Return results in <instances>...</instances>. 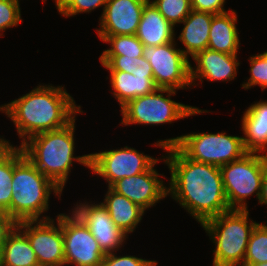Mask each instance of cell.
Segmentation results:
<instances>
[{"label":"cell","instance_id":"obj_1","mask_svg":"<svg viewBox=\"0 0 267 266\" xmlns=\"http://www.w3.org/2000/svg\"><path fill=\"white\" fill-rule=\"evenodd\" d=\"M163 150L167 152L162 156L163 161L171 174L168 195L179 202L200 225L231 210L219 166L193 161L175 145Z\"/></svg>","mask_w":267,"mask_h":266},{"label":"cell","instance_id":"obj_2","mask_svg":"<svg viewBox=\"0 0 267 266\" xmlns=\"http://www.w3.org/2000/svg\"><path fill=\"white\" fill-rule=\"evenodd\" d=\"M64 86L38 85L10 103L0 106V111L13 121L20 146L34 135L56 130L69 124L80 110ZM27 136V137H26Z\"/></svg>","mask_w":267,"mask_h":266},{"label":"cell","instance_id":"obj_3","mask_svg":"<svg viewBox=\"0 0 267 266\" xmlns=\"http://www.w3.org/2000/svg\"><path fill=\"white\" fill-rule=\"evenodd\" d=\"M76 117L65 127L32 136L20 147L27 159L63 190L73 161L89 168L90 156H74Z\"/></svg>","mask_w":267,"mask_h":266},{"label":"cell","instance_id":"obj_4","mask_svg":"<svg viewBox=\"0 0 267 266\" xmlns=\"http://www.w3.org/2000/svg\"><path fill=\"white\" fill-rule=\"evenodd\" d=\"M10 186L13 192L11 217L17 223L51 219L40 216L49 209L51 192L60 199L63 191L27 159L20 146H13V177Z\"/></svg>","mask_w":267,"mask_h":266},{"label":"cell","instance_id":"obj_5","mask_svg":"<svg viewBox=\"0 0 267 266\" xmlns=\"http://www.w3.org/2000/svg\"><path fill=\"white\" fill-rule=\"evenodd\" d=\"M248 216V209H231L206 220L201 225L210 240L215 243L213 266L243 264L250 235L257 224Z\"/></svg>","mask_w":267,"mask_h":266},{"label":"cell","instance_id":"obj_6","mask_svg":"<svg viewBox=\"0 0 267 266\" xmlns=\"http://www.w3.org/2000/svg\"><path fill=\"white\" fill-rule=\"evenodd\" d=\"M155 144L163 149L175 145L187 158L219 167L238 160L248 153L243 137L226 135V132H195L160 140Z\"/></svg>","mask_w":267,"mask_h":266},{"label":"cell","instance_id":"obj_7","mask_svg":"<svg viewBox=\"0 0 267 266\" xmlns=\"http://www.w3.org/2000/svg\"><path fill=\"white\" fill-rule=\"evenodd\" d=\"M167 94V97L164 96ZM175 89L157 88L154 92L136 97L121 107L122 126L131 124L160 125L172 123L200 113H207L197 107L171 100Z\"/></svg>","mask_w":267,"mask_h":266},{"label":"cell","instance_id":"obj_8","mask_svg":"<svg viewBox=\"0 0 267 266\" xmlns=\"http://www.w3.org/2000/svg\"><path fill=\"white\" fill-rule=\"evenodd\" d=\"M267 154L248 152L242 158L220 166L222 181L230 209L246 210V198L261 195L264 163Z\"/></svg>","mask_w":267,"mask_h":266},{"label":"cell","instance_id":"obj_9","mask_svg":"<svg viewBox=\"0 0 267 266\" xmlns=\"http://www.w3.org/2000/svg\"><path fill=\"white\" fill-rule=\"evenodd\" d=\"M176 42L159 46H145L143 57L153 69L154 83L158 88L186 89L192 85L190 61Z\"/></svg>","mask_w":267,"mask_h":266},{"label":"cell","instance_id":"obj_10","mask_svg":"<svg viewBox=\"0 0 267 266\" xmlns=\"http://www.w3.org/2000/svg\"><path fill=\"white\" fill-rule=\"evenodd\" d=\"M63 232L65 265L101 266L105 253L88 226L72 211L71 216L60 214Z\"/></svg>","mask_w":267,"mask_h":266},{"label":"cell","instance_id":"obj_11","mask_svg":"<svg viewBox=\"0 0 267 266\" xmlns=\"http://www.w3.org/2000/svg\"><path fill=\"white\" fill-rule=\"evenodd\" d=\"M89 156V168L104 178L108 187L119 179L147 171L158 160L128 146L91 153Z\"/></svg>","mask_w":267,"mask_h":266},{"label":"cell","instance_id":"obj_12","mask_svg":"<svg viewBox=\"0 0 267 266\" xmlns=\"http://www.w3.org/2000/svg\"><path fill=\"white\" fill-rule=\"evenodd\" d=\"M54 219L22 221L17 227L27 236L39 266H65L60 214Z\"/></svg>","mask_w":267,"mask_h":266},{"label":"cell","instance_id":"obj_13","mask_svg":"<svg viewBox=\"0 0 267 266\" xmlns=\"http://www.w3.org/2000/svg\"><path fill=\"white\" fill-rule=\"evenodd\" d=\"M145 172L124 177L114 182L110 188L118 194L124 195L133 203L139 205L145 211L168 196V187L160 180V175L155 164Z\"/></svg>","mask_w":267,"mask_h":266},{"label":"cell","instance_id":"obj_14","mask_svg":"<svg viewBox=\"0 0 267 266\" xmlns=\"http://www.w3.org/2000/svg\"><path fill=\"white\" fill-rule=\"evenodd\" d=\"M150 0H107L98 36L135 35L144 6Z\"/></svg>","mask_w":267,"mask_h":266},{"label":"cell","instance_id":"obj_15","mask_svg":"<svg viewBox=\"0 0 267 266\" xmlns=\"http://www.w3.org/2000/svg\"><path fill=\"white\" fill-rule=\"evenodd\" d=\"M79 204L73 211L88 226L102 251L105 254L118 251L128 235L115 226L102 203L89 204L85 202Z\"/></svg>","mask_w":267,"mask_h":266},{"label":"cell","instance_id":"obj_16","mask_svg":"<svg viewBox=\"0 0 267 266\" xmlns=\"http://www.w3.org/2000/svg\"><path fill=\"white\" fill-rule=\"evenodd\" d=\"M196 62L195 68L190 65L191 83L196 85V80L207 79L208 81H231L237 75L240 62L237 54H227L212 49H205L197 53L193 58ZM197 78V79H196Z\"/></svg>","mask_w":267,"mask_h":266},{"label":"cell","instance_id":"obj_17","mask_svg":"<svg viewBox=\"0 0 267 266\" xmlns=\"http://www.w3.org/2000/svg\"><path fill=\"white\" fill-rule=\"evenodd\" d=\"M241 121L246 150L267 154V101L251 104Z\"/></svg>","mask_w":267,"mask_h":266},{"label":"cell","instance_id":"obj_18","mask_svg":"<svg viewBox=\"0 0 267 266\" xmlns=\"http://www.w3.org/2000/svg\"><path fill=\"white\" fill-rule=\"evenodd\" d=\"M175 27L149 1L143 9L136 31L144 46H159L175 40Z\"/></svg>","mask_w":267,"mask_h":266},{"label":"cell","instance_id":"obj_19","mask_svg":"<svg viewBox=\"0 0 267 266\" xmlns=\"http://www.w3.org/2000/svg\"><path fill=\"white\" fill-rule=\"evenodd\" d=\"M213 14L191 10L189 15L181 22L184 27L178 37L184 49H181L187 58H193L197 53L207 49L209 31Z\"/></svg>","mask_w":267,"mask_h":266},{"label":"cell","instance_id":"obj_20","mask_svg":"<svg viewBox=\"0 0 267 266\" xmlns=\"http://www.w3.org/2000/svg\"><path fill=\"white\" fill-rule=\"evenodd\" d=\"M236 23L235 10L214 15L210 26L207 48L230 55L237 54L240 48V40Z\"/></svg>","mask_w":267,"mask_h":266},{"label":"cell","instance_id":"obj_21","mask_svg":"<svg viewBox=\"0 0 267 266\" xmlns=\"http://www.w3.org/2000/svg\"><path fill=\"white\" fill-rule=\"evenodd\" d=\"M107 190L104 202L101 203L106 208L115 226L126 235L134 232L138 223L141 222L145 210L124 195L116 193L110 187Z\"/></svg>","mask_w":267,"mask_h":266},{"label":"cell","instance_id":"obj_22","mask_svg":"<svg viewBox=\"0 0 267 266\" xmlns=\"http://www.w3.org/2000/svg\"><path fill=\"white\" fill-rule=\"evenodd\" d=\"M113 96L124 106L128 101L154 92L158 87L153 76H135L122 71H110Z\"/></svg>","mask_w":267,"mask_h":266},{"label":"cell","instance_id":"obj_23","mask_svg":"<svg viewBox=\"0 0 267 266\" xmlns=\"http://www.w3.org/2000/svg\"><path fill=\"white\" fill-rule=\"evenodd\" d=\"M0 266H39L27 236L17 226L0 249Z\"/></svg>","mask_w":267,"mask_h":266},{"label":"cell","instance_id":"obj_24","mask_svg":"<svg viewBox=\"0 0 267 266\" xmlns=\"http://www.w3.org/2000/svg\"><path fill=\"white\" fill-rule=\"evenodd\" d=\"M13 177V145H9L0 154V211L11 216Z\"/></svg>","mask_w":267,"mask_h":266},{"label":"cell","instance_id":"obj_25","mask_svg":"<svg viewBox=\"0 0 267 266\" xmlns=\"http://www.w3.org/2000/svg\"><path fill=\"white\" fill-rule=\"evenodd\" d=\"M101 41L109 43L111 48L104 50L101 55H122L127 57H141L144 45L136 35L98 36Z\"/></svg>","mask_w":267,"mask_h":266},{"label":"cell","instance_id":"obj_26","mask_svg":"<svg viewBox=\"0 0 267 266\" xmlns=\"http://www.w3.org/2000/svg\"><path fill=\"white\" fill-rule=\"evenodd\" d=\"M267 262V225L257 223L250 235L243 264Z\"/></svg>","mask_w":267,"mask_h":266},{"label":"cell","instance_id":"obj_27","mask_svg":"<svg viewBox=\"0 0 267 266\" xmlns=\"http://www.w3.org/2000/svg\"><path fill=\"white\" fill-rule=\"evenodd\" d=\"M150 2L174 27L180 24L192 10L191 0H153Z\"/></svg>","mask_w":267,"mask_h":266},{"label":"cell","instance_id":"obj_28","mask_svg":"<svg viewBox=\"0 0 267 266\" xmlns=\"http://www.w3.org/2000/svg\"><path fill=\"white\" fill-rule=\"evenodd\" d=\"M56 9L62 16L71 17L79 13H90L98 7L106 5L107 0H54Z\"/></svg>","mask_w":267,"mask_h":266},{"label":"cell","instance_id":"obj_29","mask_svg":"<svg viewBox=\"0 0 267 266\" xmlns=\"http://www.w3.org/2000/svg\"><path fill=\"white\" fill-rule=\"evenodd\" d=\"M251 68L249 69L250 78L242 84V88L250 89L259 85L264 91L267 88V51L249 58Z\"/></svg>","mask_w":267,"mask_h":266},{"label":"cell","instance_id":"obj_30","mask_svg":"<svg viewBox=\"0 0 267 266\" xmlns=\"http://www.w3.org/2000/svg\"><path fill=\"white\" fill-rule=\"evenodd\" d=\"M20 22H22L20 4L14 0H0V32L18 26Z\"/></svg>","mask_w":267,"mask_h":266},{"label":"cell","instance_id":"obj_31","mask_svg":"<svg viewBox=\"0 0 267 266\" xmlns=\"http://www.w3.org/2000/svg\"><path fill=\"white\" fill-rule=\"evenodd\" d=\"M99 60L109 71H122L132 74L134 70V57H127L125 55H101Z\"/></svg>","mask_w":267,"mask_h":266},{"label":"cell","instance_id":"obj_32","mask_svg":"<svg viewBox=\"0 0 267 266\" xmlns=\"http://www.w3.org/2000/svg\"><path fill=\"white\" fill-rule=\"evenodd\" d=\"M155 260H146L136 256H116L114 252L107 253L101 266H153Z\"/></svg>","mask_w":267,"mask_h":266},{"label":"cell","instance_id":"obj_33","mask_svg":"<svg viewBox=\"0 0 267 266\" xmlns=\"http://www.w3.org/2000/svg\"><path fill=\"white\" fill-rule=\"evenodd\" d=\"M224 4L225 0H191L192 10L206 12L213 15L228 12L223 8Z\"/></svg>","mask_w":267,"mask_h":266},{"label":"cell","instance_id":"obj_34","mask_svg":"<svg viewBox=\"0 0 267 266\" xmlns=\"http://www.w3.org/2000/svg\"><path fill=\"white\" fill-rule=\"evenodd\" d=\"M16 226L17 222L10 215L0 211V249Z\"/></svg>","mask_w":267,"mask_h":266},{"label":"cell","instance_id":"obj_35","mask_svg":"<svg viewBox=\"0 0 267 266\" xmlns=\"http://www.w3.org/2000/svg\"><path fill=\"white\" fill-rule=\"evenodd\" d=\"M132 74L135 76H153V69L149 61L143 56L135 57V65Z\"/></svg>","mask_w":267,"mask_h":266},{"label":"cell","instance_id":"obj_36","mask_svg":"<svg viewBox=\"0 0 267 266\" xmlns=\"http://www.w3.org/2000/svg\"><path fill=\"white\" fill-rule=\"evenodd\" d=\"M258 202L261 205H267V161L264 163L261 195Z\"/></svg>","mask_w":267,"mask_h":266},{"label":"cell","instance_id":"obj_37","mask_svg":"<svg viewBox=\"0 0 267 266\" xmlns=\"http://www.w3.org/2000/svg\"><path fill=\"white\" fill-rule=\"evenodd\" d=\"M11 145L9 141L0 138V154L9 146Z\"/></svg>","mask_w":267,"mask_h":266},{"label":"cell","instance_id":"obj_38","mask_svg":"<svg viewBox=\"0 0 267 266\" xmlns=\"http://www.w3.org/2000/svg\"><path fill=\"white\" fill-rule=\"evenodd\" d=\"M241 266H267V262L256 264H242Z\"/></svg>","mask_w":267,"mask_h":266}]
</instances>
